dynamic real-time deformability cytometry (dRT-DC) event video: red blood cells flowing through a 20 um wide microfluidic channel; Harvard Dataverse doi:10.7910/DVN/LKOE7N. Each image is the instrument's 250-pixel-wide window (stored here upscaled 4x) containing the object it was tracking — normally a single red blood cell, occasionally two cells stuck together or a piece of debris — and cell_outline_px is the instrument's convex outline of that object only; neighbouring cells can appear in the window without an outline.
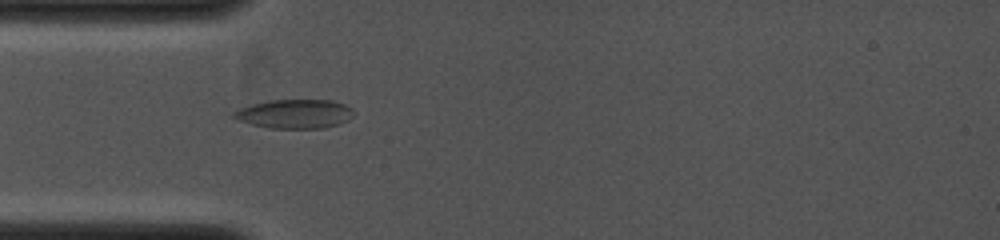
{"species": "common noctule bat (a hibernating species)", "species_latin": "Nyctalus noctula", "temperature_condition": "cold", "stored_images_in_passage": 7, "camera_frame_rate_fps": 4000, "um_per_image_px": 0.085, "animal": {"sex": "female", "body_mass_g": 19.0, "forearm_length_mm": 53.3}, "frame": {"image": 1, "passage_image": 1, "time_ms": 0.0, "image_size_px": [1000, 240], "cell_outline_px": [[356, 112], [348, 120], [336, 124], [320, 128], [272, 128], [252, 124], [240, 120], [232, 116], [232, 112], [240, 108], [252, 104], [268, 100], [332, 100], [344, 104], [352, 108]], "centroid_in_image_um": [25.07, 9.66], "position_along_channel_um": 59.9, "area_um2": 20.11}}
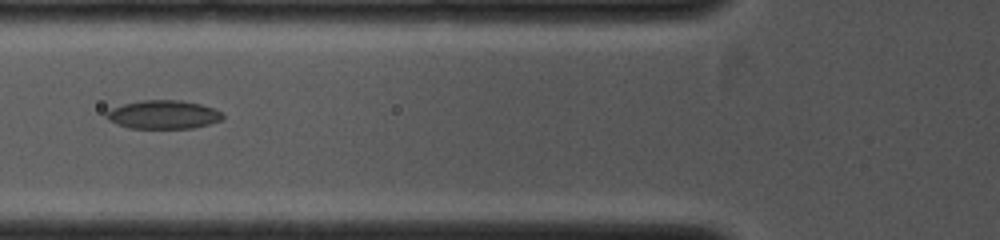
{"frame": {"image": 2, "passage_image": 6, "time_ms": 1.0, "image_size_px": [1000, 240], "cell_outline_px": [[224, 116], [220, 120], [208, 124], [192, 128], [128, 128], [116, 124], [108, 120], [104, 116], [104, 112], [112, 108], [124, 104], [140, 100], [180, 100], [200, 104], [212, 108], [220, 112]], "centroid_in_image_um": [13.81, 9.74], "position_along_channel_um": 112.0, "area_um2": 19.31}}